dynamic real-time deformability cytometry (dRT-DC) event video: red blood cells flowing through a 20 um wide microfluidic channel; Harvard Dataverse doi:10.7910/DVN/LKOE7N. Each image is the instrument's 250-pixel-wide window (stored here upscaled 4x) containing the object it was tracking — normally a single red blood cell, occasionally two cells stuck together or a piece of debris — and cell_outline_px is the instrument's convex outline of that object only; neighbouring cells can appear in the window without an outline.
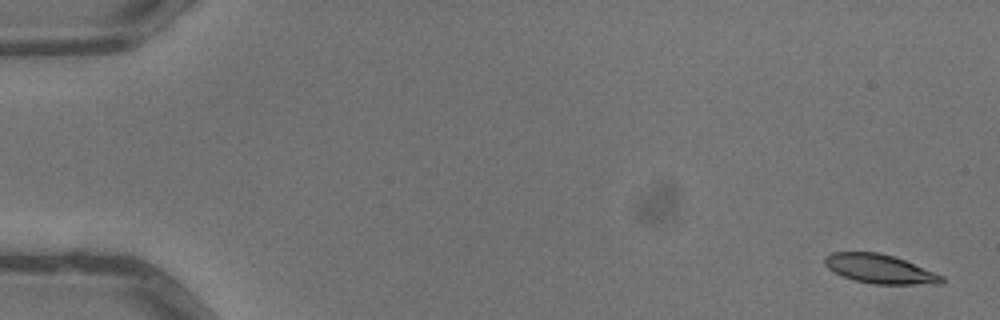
{"species": "common noctule bat (a hibernating species)", "species_latin": "Nyctalus noctula", "temperature_condition": "warm", "stored_images_in_passage": 5, "camera_frame_rate_fps": 3000, "um_per_image_px": 0.085, "animal": {"sex": "male", "body_mass_g": 13.3}, "frame": {"image": 1, "passage_image": 1, "time_ms": 0.0, "image_size_px": [1000, 320], "cell_outline_px": [[944, 280], [940, 284], [872, 284], [856, 280], [844, 276], [828, 268], [824, 264], [824, 256], [832, 252], [880, 252], [904, 260], [936, 272], [944, 276]], "centroid_in_image_um": [74.8, 22.85], "position_along_channel_um": 10.2, "area_um2": 19.71}}
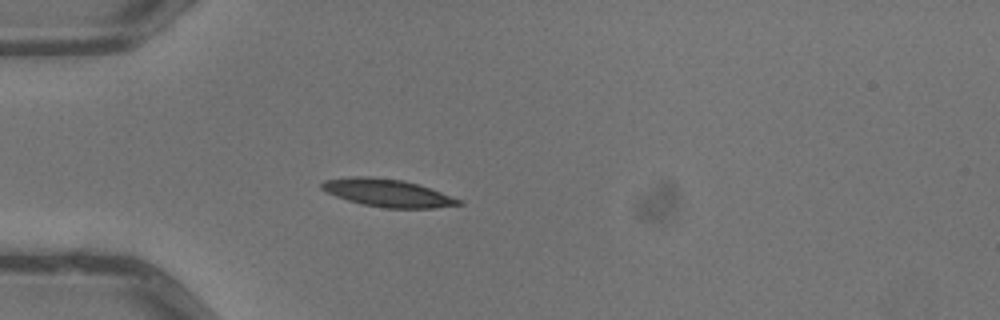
{"frame": {"image": 2, "passage_image": 5, "time_ms": 1.333, "image_size_px": [1000, 320], "cell_outline_px": [[464, 204], [436, 208], [384, 208], [360, 204], [336, 196], [320, 188], [320, 184], [324, 180], [352, 176], [368, 176], [404, 180], [464, 200]], "centroid_in_image_um": [32.95, 16.4], "position_along_channel_um": 52.0, "area_um2": 22.14}}